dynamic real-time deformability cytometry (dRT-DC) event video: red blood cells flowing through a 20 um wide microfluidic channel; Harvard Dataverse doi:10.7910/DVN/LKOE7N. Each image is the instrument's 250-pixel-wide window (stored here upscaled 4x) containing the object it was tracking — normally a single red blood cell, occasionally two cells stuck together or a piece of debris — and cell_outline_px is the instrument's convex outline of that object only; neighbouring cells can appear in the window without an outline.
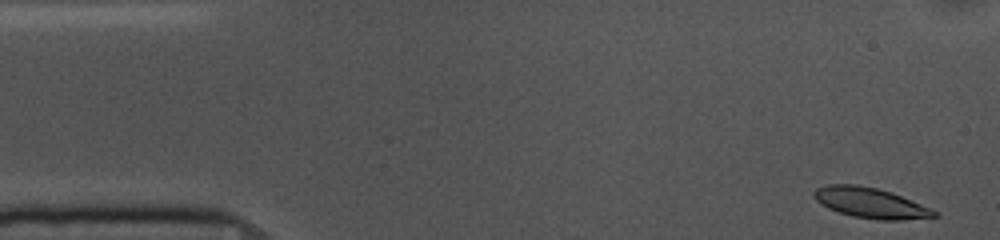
{"species": "common noctule bat (a hibernating species)", "species_latin": "Nyctalus noctula", "temperature_condition": "cold", "stored_images_in_passage": 52, "camera_frame_rate_fps": 3000, "um_per_image_px": 0.085, "animal": {"sex": "female", "body_mass_g": 10.0, "forearm_length_mm": 53.1}, "frame": {"image": 1, "passage_image": 1, "time_ms": 0.0, "image_size_px": [1000, 240], "cell_outline_px": [[940, 216], [900, 220], [880, 220], [852, 216], [828, 208], [816, 200], [812, 196], [812, 192], [816, 188], [828, 184], [856, 184], [876, 188], [892, 192], [932, 208]], "centroid_in_image_um": [73.99, 17.24], "position_along_channel_um": 11.0, "area_um2": 21.33}}
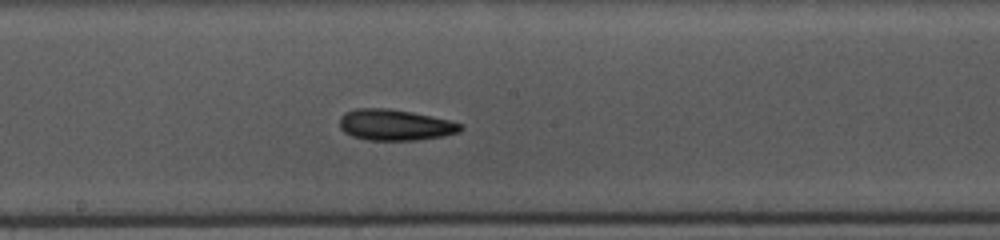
{"frame": {"image": 2, "passage_image": 26, "time_ms": 8.333, "image_size_px": [1000, 240], "cell_outline_px": [[464, 128], [460, 132], [444, 136], [416, 140], [368, 140], [352, 136], [344, 132], [340, 128], [340, 116], [344, 112], [356, 108], [388, 108], [412, 112], [432, 116], [464, 124]], "centroid_in_image_um": [33.59, 10.61], "position_along_channel_um": 214.6, "area_um2": 22.08}}
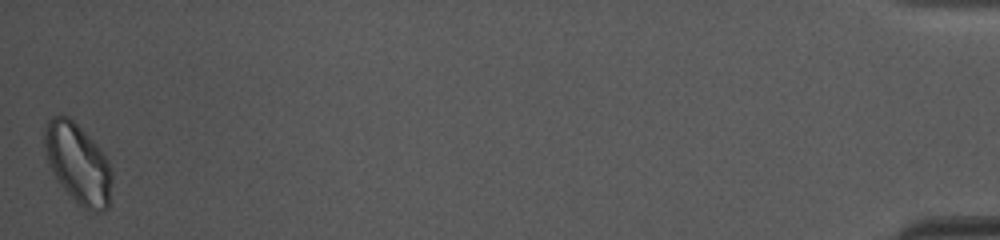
{"frame": {"image": 3, "passage_image": 52, "time_ms": 17.0, "image_size_px": [1000, 240], "cell_outline_px": [[112, 180], [108, 208], [100, 212], [88, 212], [80, 208], [64, 188], [48, 164], [44, 148], [44, 128], [48, 120], [52, 116], [68, 116], [104, 152], [108, 160], [112, 172]], "centroid_in_image_um": [6.64, 13.93], "position_along_channel_um": 428.6, "area_um2": 31.44}, "authors_computed_cell_mechanics": {"area_um2": 21.7328, "velocity_mm_per_s": 3.6299, "shape_relaxation_time_tau1_ms": 2.4787, "shape_relaxation_time_tau2_ms": 3.6247, "deformation_change_tau1": 0.1132, "deformation_change_tau2": 0.1062}}